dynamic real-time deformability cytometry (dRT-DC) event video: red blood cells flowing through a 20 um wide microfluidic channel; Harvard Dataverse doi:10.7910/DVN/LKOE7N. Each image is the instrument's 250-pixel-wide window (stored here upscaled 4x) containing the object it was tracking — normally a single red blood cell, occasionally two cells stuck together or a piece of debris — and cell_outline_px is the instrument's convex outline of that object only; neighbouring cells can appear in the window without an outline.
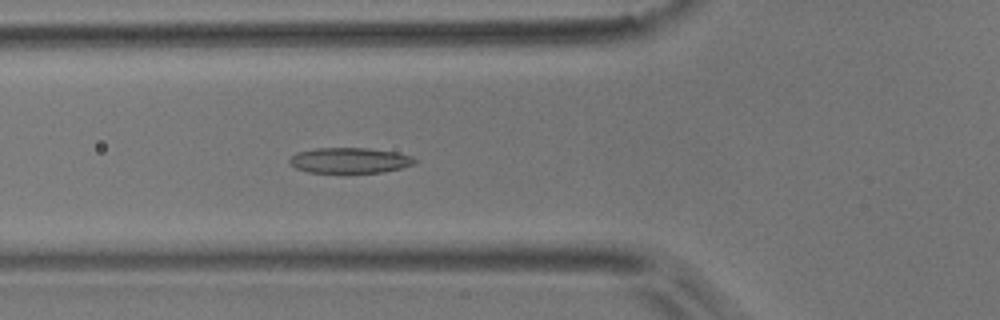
{"species": "common noctule bat (a hibernating species)", "species_latin": "Nyctalus noctula", "temperature_condition": "room temperature", "stored_images_in_passage": 5, "camera_frame_rate_fps": 3000, "um_per_image_px": 0.085, "animal": {"sex": "male", "body_mass_g": 17.9}, "frame": {"image": 1, "passage_image": 5, "time_ms": 1.333, "image_size_px": [1000, 320], "cell_outline_px": [[420, 160], [416, 164], [384, 172], [308, 172], [296, 168], [288, 164], [288, 160], [296, 152], [316, 148], [368, 148], [400, 152], [412, 156]], "centroid_in_image_um": [29.77, 13.62], "position_along_channel_um": 96.0, "area_um2": 18.84}}